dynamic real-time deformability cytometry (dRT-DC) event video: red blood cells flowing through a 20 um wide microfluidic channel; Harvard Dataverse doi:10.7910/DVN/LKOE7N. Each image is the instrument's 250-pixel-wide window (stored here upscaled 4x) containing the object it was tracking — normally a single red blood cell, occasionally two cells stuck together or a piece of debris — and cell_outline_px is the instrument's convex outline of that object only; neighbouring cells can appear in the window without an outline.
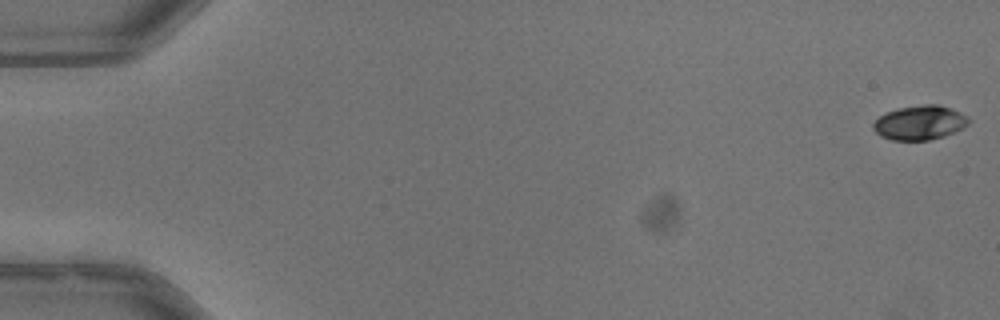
{"species": "common noctule bat (a hibernating species)", "species_latin": "Nyctalus noctula", "temperature_condition": "warm", "stored_images_in_passage": 51, "camera_frame_rate_fps": 3000, "um_per_image_px": 0.085, "animal": {"sex": "male", "body_mass_g": 13.3}, "frame": {"image": 1, "passage_image": 1, "time_ms": 0.0, "image_size_px": [1000, 320], "cell_outline_px": [[968, 124], [944, 136], [928, 140], [892, 140], [880, 136], [872, 128], [872, 124], [880, 116], [888, 112], [900, 108], [924, 104], [936, 104], [948, 108], [964, 116], [968, 120]], "centroid_in_image_um": [78.1, 10.44], "position_along_channel_um": 6.9, "area_um2": 18.5}}
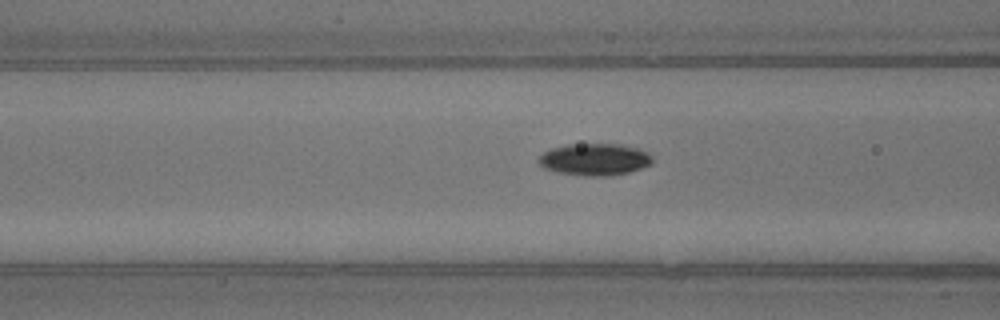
{"frame": {"image": 2, "passage_image": 22, "time_ms": 7.0, "image_size_px": [1000, 320], "cell_outline_px": [[652, 164], [628, 172], [612, 176], [588, 176], [556, 172], [544, 168], [540, 164], [540, 156], [544, 152], [552, 148], [568, 144], [620, 144], [636, 148], [648, 152], [652, 156]], "centroid_in_image_um": [50.57, 13.55], "position_along_channel_um": 116.0, "area_um2": 21.1}}
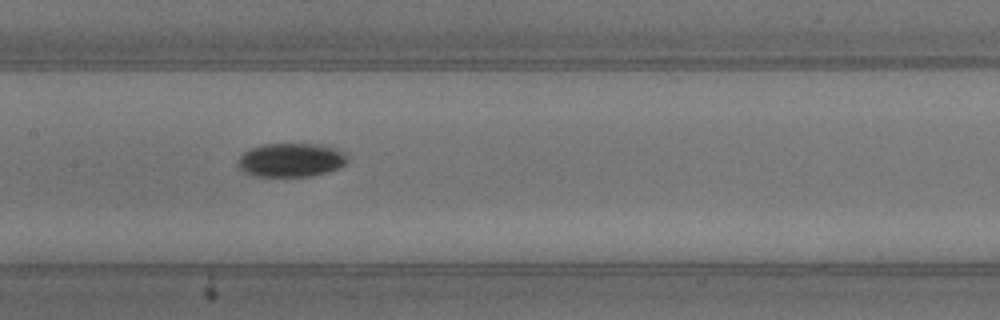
{"frame": {"image": 3, "passage_image": 27, "time_ms": 8.667, "image_size_px": [1000, 320], "cell_outline_px": [[348, 160], [340, 168], [312, 176], [256, 176], [244, 172], [240, 168], [236, 160], [248, 148], [260, 144], [324, 144], [336, 148], [344, 152]], "centroid_in_image_um": [24.73, 13.59], "position_along_channel_um": 182.7, "area_um2": 21.79}, "authors_computed_cell_mechanics": {"area_um2": 19.5364, "velocity_mm_per_s": 3.9792, "shape_relaxation_time_tau1_ms": 2.1865, "shape_relaxation_time_tau2_ms": null, "deformation_change_tau1": 0.1056, "deformation_change_tau2": null}}